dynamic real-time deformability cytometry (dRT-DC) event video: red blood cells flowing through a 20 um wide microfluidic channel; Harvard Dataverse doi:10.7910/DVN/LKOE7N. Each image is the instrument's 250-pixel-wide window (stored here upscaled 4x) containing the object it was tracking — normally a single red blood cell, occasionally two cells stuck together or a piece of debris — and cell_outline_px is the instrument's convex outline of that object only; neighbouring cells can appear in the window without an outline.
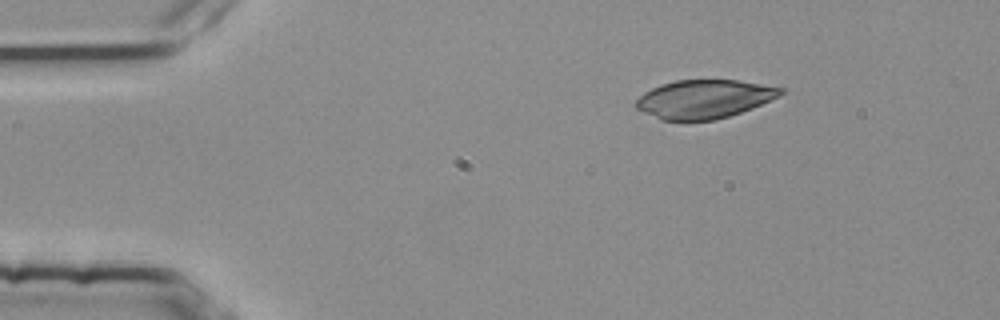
{"species": "common noctule bat (a hibernating species)", "species_latin": "Nyctalus noctula", "temperature_condition": "room temperature", "stored_images_in_passage": 3, "camera_frame_rate_fps": 3000, "um_per_image_px": 0.085, "animal": {"sex": "female", "body_mass_g": 25.1}, "frame": {"image": 1, "passage_image": 1, "time_ms": 0.0, "image_size_px": [1000, 320], "cell_outline_px": [[784, 92], [780, 96], [752, 108], [728, 116], [712, 120], [660, 120], [636, 108], [632, 104], [644, 92], [660, 84], [676, 80], [740, 80], [784, 88]], "centroid_in_image_um": [59.84, 8.41], "position_along_channel_um": 25.2, "area_um2": 32.48}}